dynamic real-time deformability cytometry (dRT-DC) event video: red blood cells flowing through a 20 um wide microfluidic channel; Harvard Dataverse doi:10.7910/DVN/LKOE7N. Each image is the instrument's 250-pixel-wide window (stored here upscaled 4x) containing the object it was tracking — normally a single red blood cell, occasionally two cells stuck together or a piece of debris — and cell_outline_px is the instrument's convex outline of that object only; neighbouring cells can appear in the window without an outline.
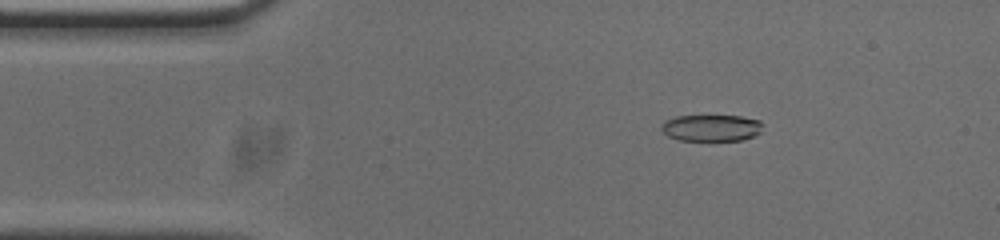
{"species": "common noctule bat (a hibernating species)", "species_latin": "Nyctalus noctula", "temperature_condition": "cold", "stored_images_in_passage": 48, "camera_frame_rate_fps": 3000, "um_per_image_px": 0.085, "animal": {"sex": "male", "body_mass_g": 20.0, "forearm_length_mm": 53.3}, "frame": {"image": 1, "passage_image": 3, "time_ms": 0.667, "image_size_px": [1000, 240], "cell_outline_px": [[764, 124], [760, 132], [752, 136], [740, 140], [680, 140], [668, 136], [660, 128], [660, 124], [664, 120], [676, 116], [740, 116], [760, 120]], "centroid_in_image_um": [60.44, 10.86], "position_along_channel_um": 24.6, "area_um2": 15.72}}
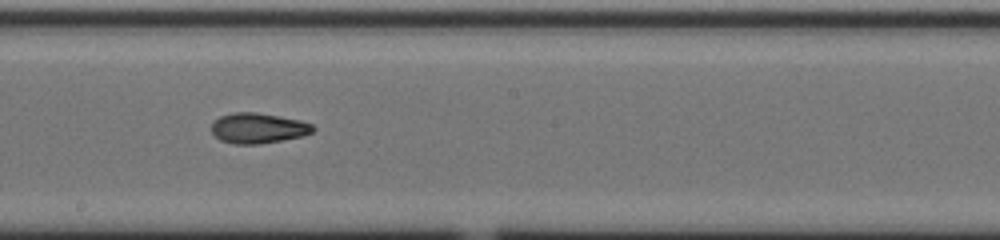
{"frame": {"image": 2, "passage_image": 23, "time_ms": 7.333, "image_size_px": [1000, 240], "cell_outline_px": [[316, 128], [312, 132], [304, 136], [260, 144], [232, 144], [220, 140], [212, 132], [212, 120], [220, 116], [232, 112], [256, 112], [280, 116], [300, 120], [312, 124]], "centroid_in_image_um": [21.93, 10.89], "position_along_channel_um": 226.3, "area_um2": 18.15}}
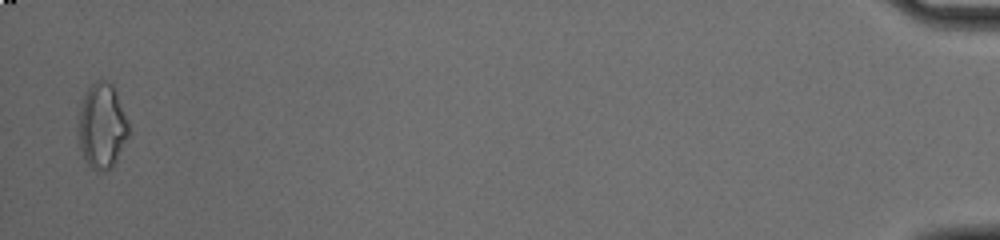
{"frame": {"image": 3, "passage_image": 47, "time_ms": 15.333, "image_size_px": [1000, 240], "cell_outline_px": [[128, 136], [112, 168], [108, 172], [100, 172], [92, 168], [84, 160], [76, 136], [80, 104], [88, 88], [96, 80], [104, 80], [112, 84], [116, 92], [128, 120]], "centroid_in_image_um": [8.63, 10.74], "position_along_channel_um": 426.6, "area_um2": 25.32}, "authors_computed_cell_mechanics": {"area_um2": 17.918, "velocity_mm_per_s": 3.7957, "shape_relaxation_time_tau1_ms": 5.7179, "shape_relaxation_time_tau2_ms": 3.2783, "deformation_change_tau1": 0.1675, "deformation_change_tau2": 0.0898}}